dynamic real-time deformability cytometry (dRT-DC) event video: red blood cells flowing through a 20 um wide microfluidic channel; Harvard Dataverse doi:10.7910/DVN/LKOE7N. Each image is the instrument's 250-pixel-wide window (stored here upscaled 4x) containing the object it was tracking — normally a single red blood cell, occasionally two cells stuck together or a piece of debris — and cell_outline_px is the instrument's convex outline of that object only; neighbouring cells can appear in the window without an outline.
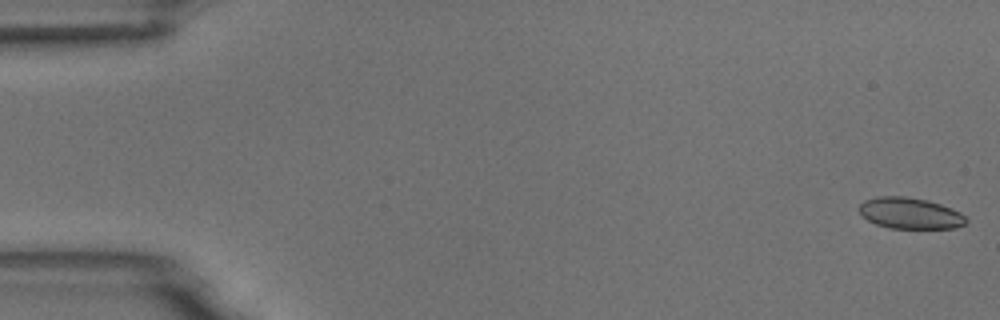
{"species": "common noctule bat (a hibernating species)", "species_latin": "Nyctalus noctula", "temperature_condition": "room temperature", "stored_images_in_passage": 55, "camera_frame_rate_fps": 3000, "um_per_image_px": 0.085, "animal": {"sex": "male", "body_mass_g": 18.8}, "frame": {"image": 1, "passage_image": 1, "time_ms": 0.0, "image_size_px": [1000, 320], "cell_outline_px": [[968, 224], [956, 228], [888, 228], [876, 224], [868, 220], [860, 212], [860, 204], [864, 200], [876, 196], [904, 196], [928, 200], [952, 208], [960, 212], [968, 220]], "centroid_in_image_um": [77.39, 18.12], "position_along_channel_um": 7.6, "area_um2": 19.54}}
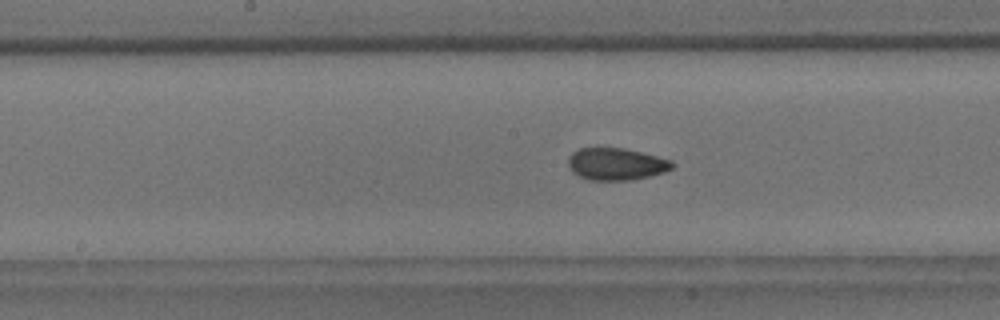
{"frame": {"image": 2, "passage_image": 28, "time_ms": 9.0, "image_size_px": [1000, 320], "cell_outline_px": [[676, 164], [672, 168], [664, 172], [648, 176], [628, 180], [588, 180], [572, 172], [568, 168], [568, 156], [572, 152], [580, 148], [624, 148], [672, 160]], "centroid_in_image_um": [52.35, 13.94], "position_along_channel_um": 195.9, "area_um2": 19.48}}
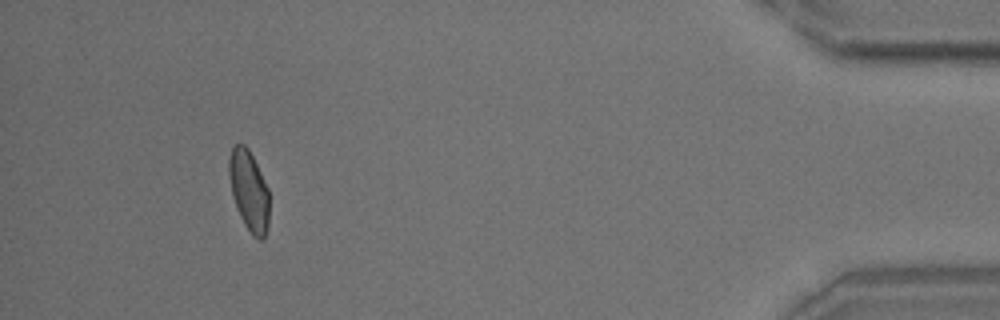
{"frame": {"image": 3, "passage_image": 51, "time_ms": 16.667, "image_size_px": [1000, 320], "cell_outline_px": [[268, 228], [264, 240], [256, 240], [252, 236], [244, 224], [240, 216], [232, 196], [228, 172], [228, 160], [232, 148], [236, 144], [244, 144], [248, 148], [268, 188]], "centroid_in_image_um": [21.15, 16.25], "position_along_channel_um": 414.0, "area_um2": 18.9}, "authors_computed_cell_mechanics": {"area_um2": 19.7676, "velocity_mm_per_s": 3.6874, "shape_relaxation_time_tau1_ms": 4.0281, "shape_relaxation_time_tau2_ms": 1.4246, "deformation_change_tau1": 0.1015, "deformation_change_tau2": 0.0471}}